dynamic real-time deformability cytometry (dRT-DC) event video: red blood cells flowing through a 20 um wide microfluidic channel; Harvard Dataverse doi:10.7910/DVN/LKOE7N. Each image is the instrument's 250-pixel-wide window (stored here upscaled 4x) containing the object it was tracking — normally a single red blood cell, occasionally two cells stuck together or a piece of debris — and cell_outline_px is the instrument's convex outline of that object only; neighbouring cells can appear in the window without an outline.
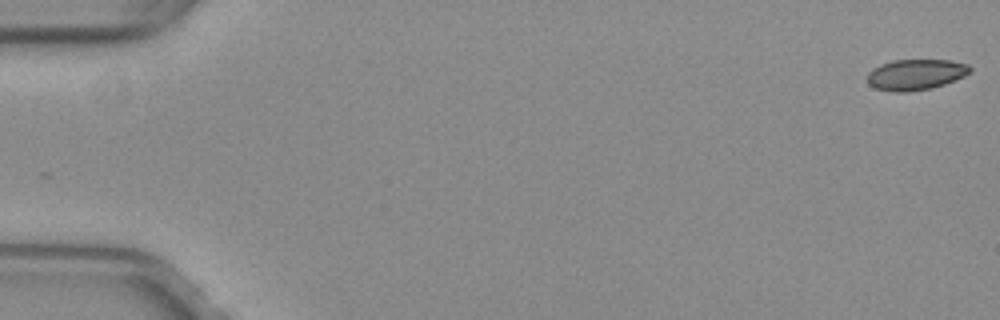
{"species": "common noctule bat (a hibernating species)", "species_latin": "Nyctalus noctula", "temperature_condition": "warm", "stored_images_in_passage": 14, "segment_of_instrument_passage": [2, 2], "camera_frame_rate_fps": 3000, "um_per_image_px": 0.085, "animal": {"sex": "female", "body_mass_g": 29.2, "forearm_length_mm": 56.3}, "frame": {"image": 1, "passage_image": 14, "time_ms": 4.333, "image_size_px": [1000, 320], "cell_outline_px": [[972, 72], [964, 76], [944, 84], [932, 88], [908, 92], [892, 92], [876, 88], [868, 84], [868, 72], [872, 68], [880, 64], [892, 60], [952, 60], [968, 64], [972, 68]], "centroid_in_image_um": [77.84, 6.33], "position_along_channel_um": 7.2, "area_um2": 18.61}}